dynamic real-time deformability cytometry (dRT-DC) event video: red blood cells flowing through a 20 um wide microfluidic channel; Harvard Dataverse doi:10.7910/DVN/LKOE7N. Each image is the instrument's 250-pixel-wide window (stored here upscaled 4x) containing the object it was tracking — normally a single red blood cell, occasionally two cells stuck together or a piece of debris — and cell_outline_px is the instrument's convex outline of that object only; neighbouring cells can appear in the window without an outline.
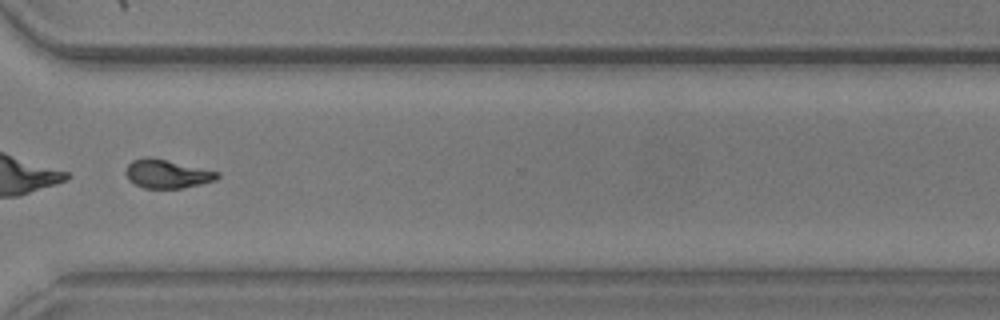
{"species": "common noctule bat (a hibernating species)", "species_latin": "Nyctalus noctula", "temperature_condition": "warm", "stored_images_in_passage": 51, "segment_of_instrument_passage": [2, 2], "camera_frame_rate_fps": 3000, "um_per_image_px": 0.085, "animal": {"sex": "male", "body_mass_g": 20.5, "forearm_length_mm": 52.5}, "frame": {"image": 1, "passage_image": 39, "time_ms": 12.667, "image_size_px": [1000, 320], "cell_outline_px": [[220, 176], [216, 180], [184, 188], [144, 188], [128, 180], [124, 172], [128, 164], [132, 160], [144, 156], [152, 156], [220, 172]], "centroid_in_image_um": [14.18, 14.76], "position_along_channel_um": 356.4, "area_um2": 15.55}}